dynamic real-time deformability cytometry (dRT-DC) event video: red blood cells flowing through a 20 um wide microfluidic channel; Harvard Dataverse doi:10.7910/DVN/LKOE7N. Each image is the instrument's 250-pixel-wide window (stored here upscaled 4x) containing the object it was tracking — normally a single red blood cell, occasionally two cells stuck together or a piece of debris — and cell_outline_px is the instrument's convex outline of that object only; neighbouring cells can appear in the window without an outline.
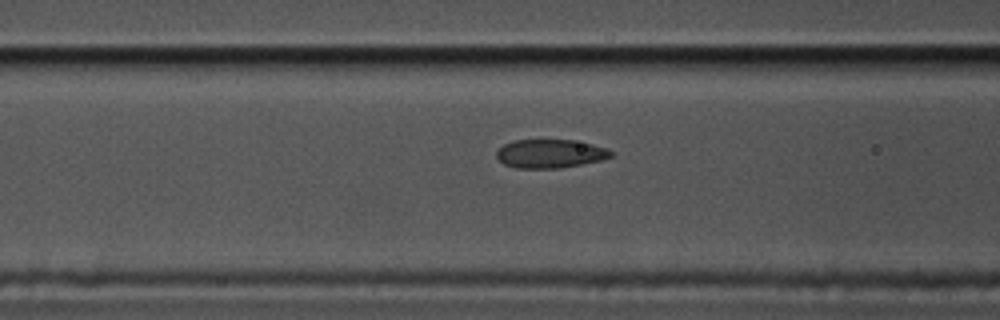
{"species": "common noctule bat (a hibernating species)", "species_latin": "Nyctalus noctula", "temperature_condition": "cold", "stored_images_in_passage": 41, "camera_frame_rate_fps": 3000, "um_per_image_px": 0.085, "animal": {"sex": "male", "body_mass_g": 17.5, "forearm_length_mm": 52.3}, "frame": {"image": 1, "passage_image": 10, "time_ms": 3.0, "image_size_px": [1000, 320], "cell_outline_px": [[612, 156], [600, 160], [560, 168], [516, 168], [504, 164], [496, 156], [496, 152], [504, 144], [516, 140], [572, 140], [592, 144], [608, 148], [612, 152]], "centroid_in_image_um": [46.76, 13.06], "position_along_channel_um": 119.8, "area_um2": 18.9}}
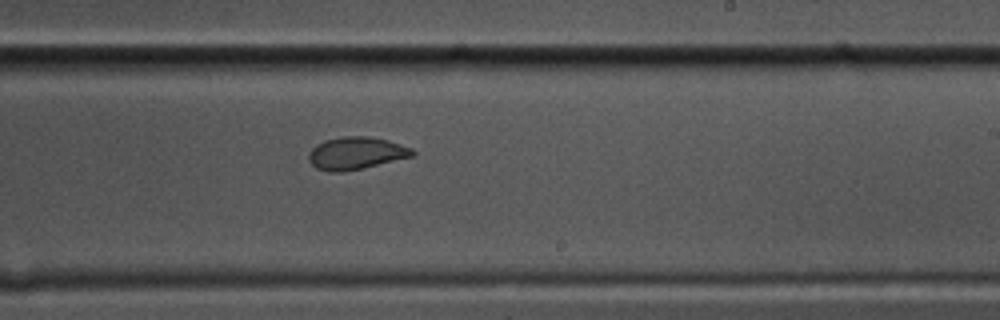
{"frame": {"image": 2, "passage_image": 22, "time_ms": 7.0, "image_size_px": [1000, 320], "cell_outline_px": [[416, 156], [344, 172], [328, 172], [316, 168], [308, 160], [308, 152], [316, 144], [324, 140], [340, 136], [368, 136], [388, 140], [412, 148], [416, 152]], "centroid_in_image_um": [30.26, 13.02], "position_along_channel_um": 258.7, "area_um2": 19.94}}
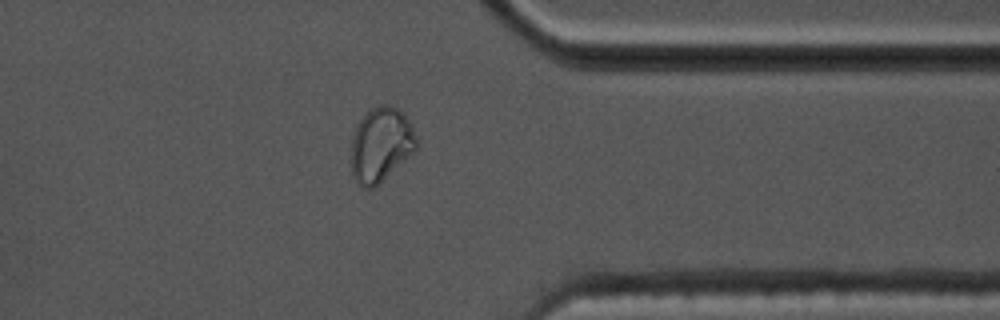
{"frame": {"image": 3, "passage_image": 33, "time_ms": 10.667, "image_size_px": [1000, 320], "cell_outline_px": [[416, 148], [412, 152], [372, 188], [360, 188], [356, 184], [352, 176], [352, 136], [356, 124], [372, 108], [380, 104], [384, 104], [396, 108], [408, 120], [412, 128], [416, 140]], "centroid_in_image_um": [32.31, 12.3], "position_along_channel_um": 379.1, "area_um2": 27.51}}